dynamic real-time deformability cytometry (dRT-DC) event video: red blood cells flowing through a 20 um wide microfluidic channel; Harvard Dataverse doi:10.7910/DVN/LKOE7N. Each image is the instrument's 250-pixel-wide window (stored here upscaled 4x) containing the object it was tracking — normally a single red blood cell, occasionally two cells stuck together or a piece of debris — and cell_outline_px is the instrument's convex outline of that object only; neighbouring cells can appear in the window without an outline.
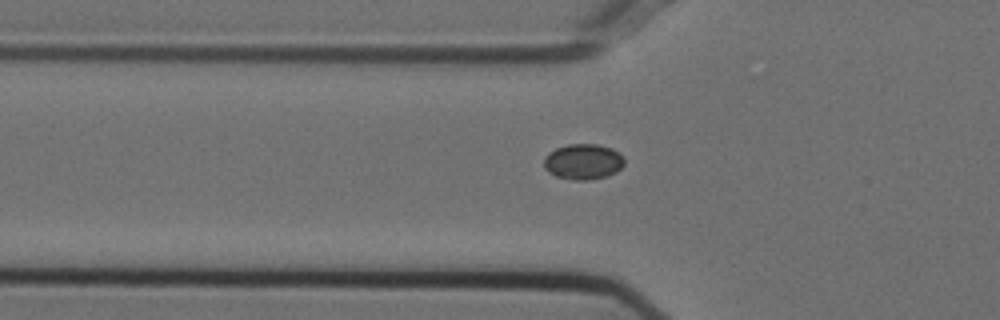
{"species": "Egyptian fruit bat (a non-hibernating species)", "species_latin": "Rousettus aegyptiacus", "temperature_condition": "cold", "stored_images_in_passage": 41, "camera_frame_rate_fps": 3000, "um_per_image_px": 0.085, "animal": {"sex": "female"}, "frame": {"image": 1, "passage_image": 7, "time_ms": 2.0, "image_size_px": [1000, 320], "cell_outline_px": [[624, 164], [616, 172], [608, 176], [588, 180], [572, 180], [556, 176], [548, 172], [544, 168], [544, 156], [548, 152], [556, 148], [568, 144], [596, 144], [612, 148], [624, 156]], "centroid_in_image_um": [49.56, 13.74], "position_along_channel_um": 76.2, "area_um2": 16.88}}
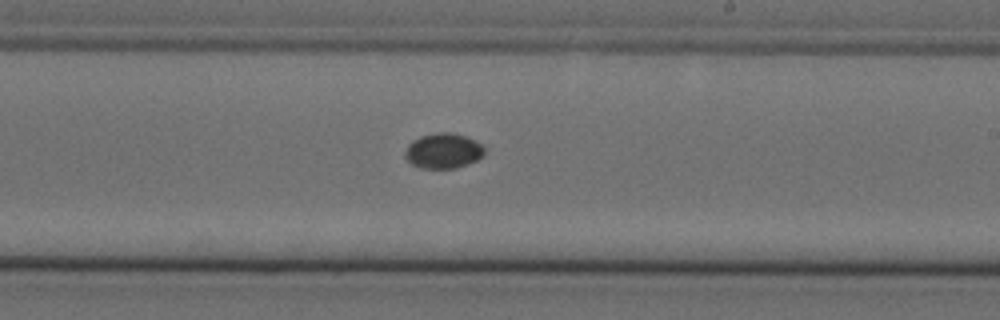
{"frame": {"image": 2, "passage_image": 21, "time_ms": 6.667, "image_size_px": [1000, 320], "cell_outline_px": [[484, 156], [468, 164], [456, 168], [420, 168], [412, 164], [404, 156], [404, 152], [408, 144], [412, 140], [420, 136], [436, 132], [452, 132], [476, 140], [484, 148]], "centroid_in_image_um": [37.67, 12.81], "position_along_channel_um": 251.3, "area_um2": 16.42}}
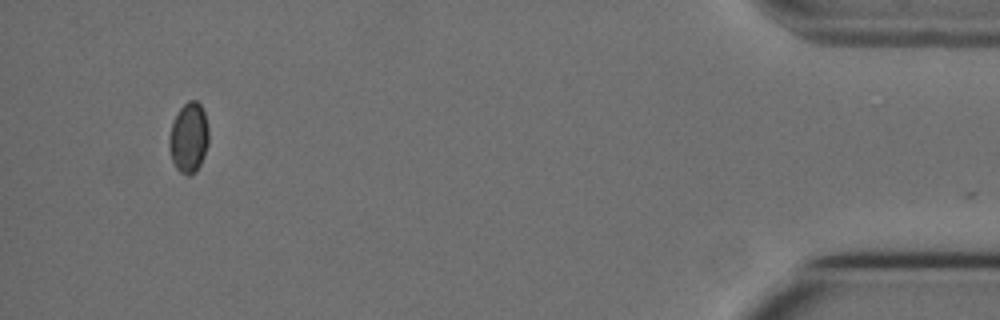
{"frame": {"image": 3, "passage_image": 40, "time_ms": 13.0, "image_size_px": [1000, 320], "cell_outline_px": [[208, 144], [204, 156], [196, 172], [188, 176], [180, 172], [176, 168], [172, 160], [168, 144], [168, 140], [172, 124], [180, 108], [188, 100], [196, 100], [200, 104], [204, 112], [208, 128]], "centroid_in_image_um": [16.04, 11.72], "position_along_channel_um": 419.2, "area_um2": 16.13}}